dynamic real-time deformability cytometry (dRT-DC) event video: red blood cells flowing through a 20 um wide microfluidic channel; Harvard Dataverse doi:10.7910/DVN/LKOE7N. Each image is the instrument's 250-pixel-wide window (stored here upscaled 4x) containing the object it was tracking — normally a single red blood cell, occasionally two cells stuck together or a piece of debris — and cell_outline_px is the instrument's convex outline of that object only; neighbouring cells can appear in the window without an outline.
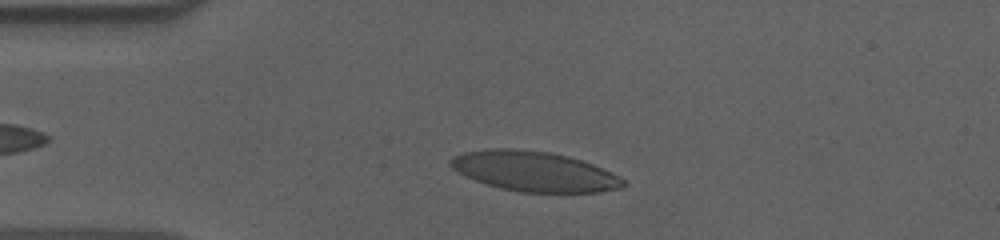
{"species": "human", "species_latin": "Homo sapiens", "temperature_condition": "cold", "stored_images_in_passage": 40, "camera_frame_rate_fps": 3000, "um_per_image_px": 0.085, "donor": {"sex": "male"}, "frame": {"image": 1, "passage_image": 7, "time_ms": 2.0, "image_size_px": [1000, 240], "cell_outline_px": [[628, 184], [620, 188], [600, 192], [520, 192], [500, 188], [464, 176], [452, 168], [448, 164], [448, 160], [452, 156], [464, 152], [492, 148], [508, 148], [548, 152], [568, 156], [592, 164], [620, 176]], "centroid_in_image_um": [45.39, 14.57], "position_along_channel_um": 39.6, "area_um2": 40.17}}
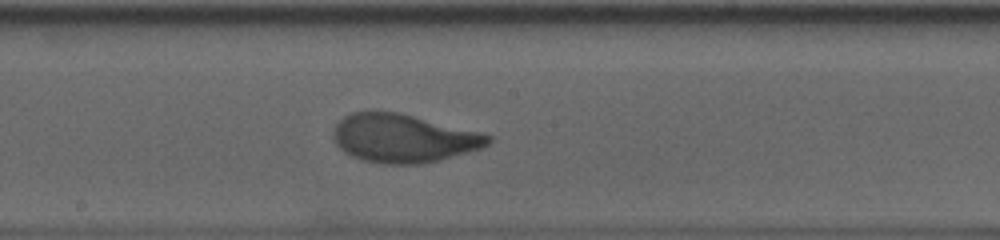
{"frame": {"image": 2, "passage_image": 24, "time_ms": 7.667, "image_size_px": [1000, 240], "cell_outline_px": [[492, 140], [488, 144], [480, 148], [468, 152], [440, 160], [420, 164], [384, 164], [364, 160], [352, 156], [344, 152], [332, 140], [332, 132], [336, 124], [344, 116], [352, 112], [396, 112], [480, 132], [492, 136]], "centroid_in_image_um": [34.25, 11.76], "position_along_channel_um": 213.9, "area_um2": 43.35}}
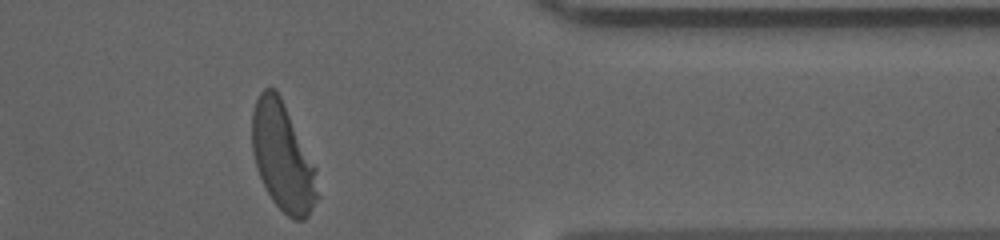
{"frame": {"image": 3, "passage_image": 40, "time_ms": 13.0, "image_size_px": [1000, 240], "cell_outline_px": [[320, 196], [308, 216], [304, 220], [292, 220], [272, 200], [256, 168], [252, 152], [252, 112], [256, 100], [260, 92], [264, 88], [276, 88], [316, 168]], "centroid_in_image_um": [24.04, 13.37], "position_along_channel_um": 387.4, "area_um2": 41.15}, "authors_computed_cell_mechanics": {"area_um2": 42.9165, "velocity_mm_per_s": 3.5818, "shape_relaxation_time_tau1_ms": 3.1683, "shape_relaxation_time_tau2_ms": null, "deformation_change_tau1": 0.1895, "deformation_change_tau2": null}}